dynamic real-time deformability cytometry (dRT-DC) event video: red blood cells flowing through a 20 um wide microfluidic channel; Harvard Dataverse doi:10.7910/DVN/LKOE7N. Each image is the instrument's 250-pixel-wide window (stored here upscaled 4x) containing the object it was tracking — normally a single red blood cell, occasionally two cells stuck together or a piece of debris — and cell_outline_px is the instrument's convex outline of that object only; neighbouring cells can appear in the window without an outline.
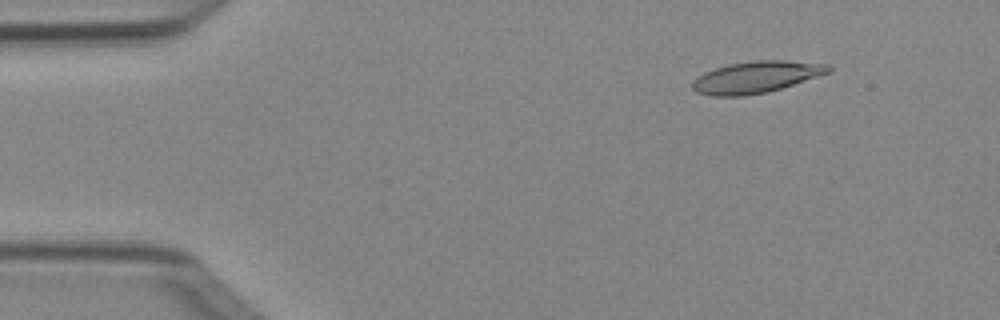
{"species": "Egyptian fruit bat (a non-hibernating species)", "species_latin": "Rousettus aegyptiacus", "temperature_condition": "cold", "stored_images_in_passage": 4, "camera_frame_rate_fps": 3000, "um_per_image_px": 0.085, "animal": {"sex": "female"}, "frame": {"image": 1, "passage_image": 2, "time_ms": 0.333, "image_size_px": [1000, 320], "cell_outline_px": [[832, 72], [768, 92], [744, 96], [712, 96], [696, 92], [692, 88], [692, 80], [704, 72], [728, 64], [756, 60], [784, 60], [828, 64], [832, 68]], "centroid_in_image_um": [64.27, 6.55], "position_along_channel_um": 20.7, "area_um2": 25.2}}